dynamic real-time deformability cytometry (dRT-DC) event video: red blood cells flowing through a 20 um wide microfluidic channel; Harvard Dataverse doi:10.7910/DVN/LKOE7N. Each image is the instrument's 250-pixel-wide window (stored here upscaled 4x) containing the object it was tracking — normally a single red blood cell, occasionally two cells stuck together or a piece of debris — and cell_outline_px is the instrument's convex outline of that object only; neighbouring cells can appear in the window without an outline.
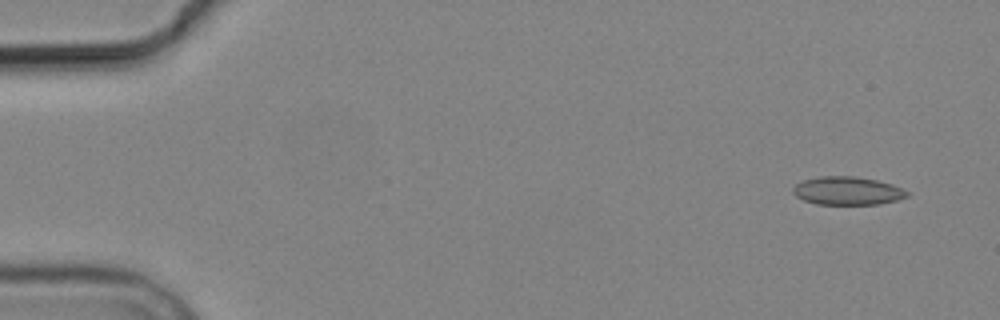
{"species": "common noctule bat (a hibernating species)", "species_latin": "Nyctalus noctula", "temperature_condition": "cold", "stored_images_in_passage": 4, "camera_frame_rate_fps": 3000, "um_per_image_px": 0.085, "animal": {"sex": "male", "body_mass_g": 19.2, "forearm_length_mm": 51.8}, "frame": {"image": 1, "passage_image": 1, "time_ms": 0.0, "image_size_px": [1000, 320], "cell_outline_px": [[908, 196], [896, 200], [880, 204], [816, 204], [804, 200], [796, 196], [792, 192], [792, 188], [796, 184], [804, 180], [820, 176], [856, 176], [876, 180], [892, 184], [908, 192]], "centroid_in_image_um": [72.01, 16.21], "position_along_channel_um": 13.0, "area_um2": 18.67}}